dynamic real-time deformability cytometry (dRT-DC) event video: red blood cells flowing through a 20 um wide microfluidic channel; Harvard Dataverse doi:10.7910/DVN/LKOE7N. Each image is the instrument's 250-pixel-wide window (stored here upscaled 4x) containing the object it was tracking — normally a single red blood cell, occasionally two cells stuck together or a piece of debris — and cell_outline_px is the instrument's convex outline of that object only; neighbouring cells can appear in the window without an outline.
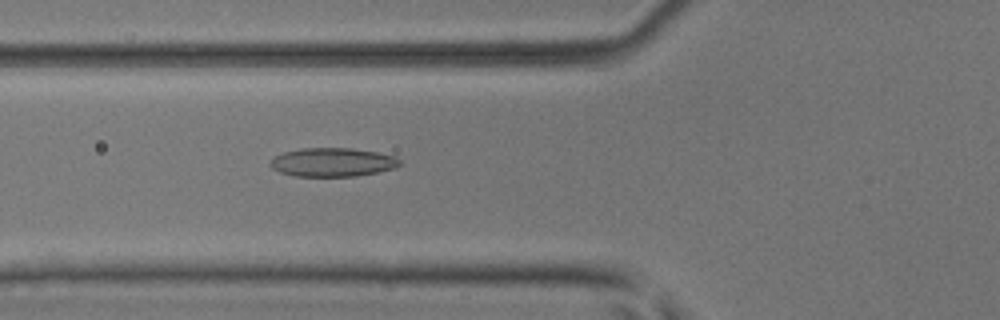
{"species": "common noctule bat (a hibernating species)", "species_latin": "Nyctalus noctula", "temperature_condition": "room temperature", "stored_images_in_passage": 46, "camera_frame_rate_fps": 3000, "um_per_image_px": 0.085, "animal": {"sex": "male", "body_mass_g": 17.9, "forearm_length_mm": 54.2}, "frame": {"image": 1, "passage_image": 19, "time_ms": 6.0, "image_size_px": [1000, 320], "cell_outline_px": [[400, 164], [392, 168], [376, 172], [356, 176], [296, 176], [280, 172], [272, 168], [268, 164], [276, 156], [284, 152], [300, 148], [352, 148], [376, 152], [396, 156], [400, 160]], "centroid_in_image_um": [28.25, 13.78], "position_along_channel_um": 97.5, "area_um2": 21.5}}
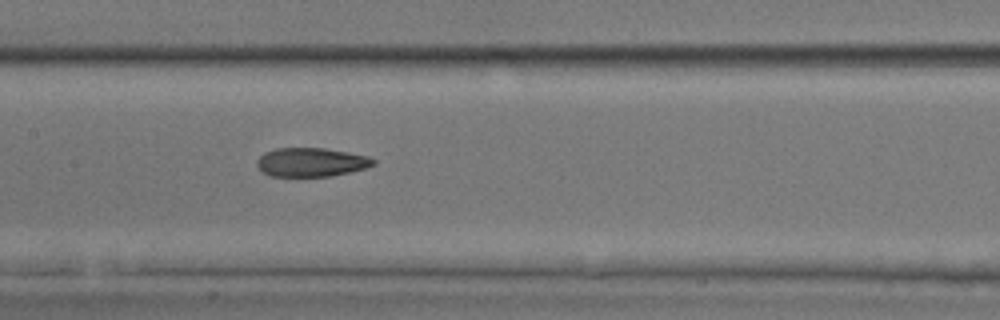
{"frame": {"image": 2, "passage_image": 25, "time_ms": 8.0, "image_size_px": [1000, 320], "cell_outline_px": [[376, 164], [364, 168], [332, 176], [272, 176], [264, 172], [256, 164], [256, 160], [264, 152], [276, 148], [324, 148], [348, 152], [368, 156], [376, 160]], "centroid_in_image_um": [26.45, 13.78], "position_along_channel_um": 180.9, "area_um2": 19.48}}
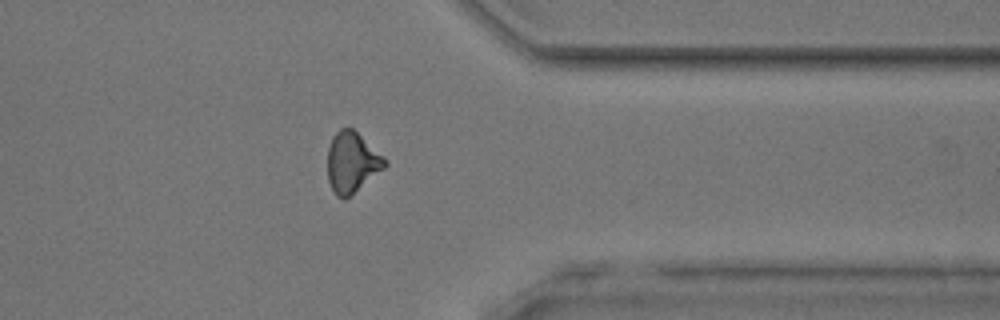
{"frame": {"image": 3, "passage_image": 40, "time_ms": 13.0, "image_size_px": [1000, 320], "cell_outline_px": [[388, 164], [384, 168], [344, 200], [336, 196], [328, 180], [328, 148], [332, 136], [340, 128], [352, 128], [384, 156], [388, 160]], "centroid_in_image_um": [29.91, 13.79], "position_along_channel_um": 381.5, "area_um2": 20.06}, "authors_computed_cell_mechanics": {"area_um2": 20.5479, "velocity_mm_per_s": 4.1661, "shape_relaxation_time_tau1_ms": 9.5211, "shape_relaxation_time_tau2_ms": 2.2646, "deformation_change_tau1": 0.2333, "deformation_change_tau2": 0.0957}}